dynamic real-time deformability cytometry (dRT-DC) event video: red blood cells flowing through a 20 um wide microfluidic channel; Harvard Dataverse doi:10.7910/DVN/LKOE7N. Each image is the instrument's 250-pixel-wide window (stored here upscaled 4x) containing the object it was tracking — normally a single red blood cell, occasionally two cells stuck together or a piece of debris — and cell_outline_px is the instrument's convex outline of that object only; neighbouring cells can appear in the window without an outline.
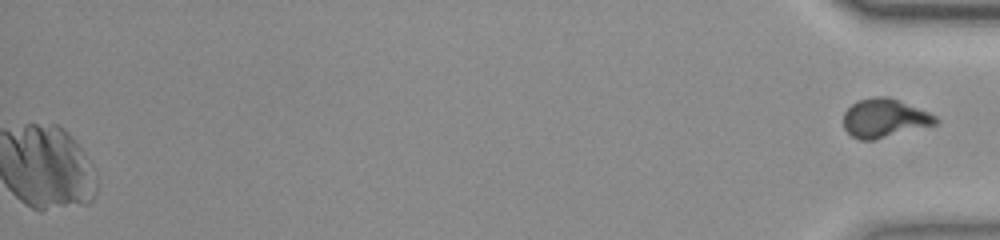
{"species": "common noctule bat (a hibernating species)", "species_latin": "Nyctalus noctula", "temperature_condition": "room temperature", "stored_images_in_passage": 51, "camera_frame_rate_fps": 3000, "um_per_image_px": 0.085, "animal": {"sex": "female", "body_mass_g": 23.0, "forearm_length_mm": 53.4}, "frame": {"image": 1, "passage_image": 51, "time_ms": 16.667, "image_size_px": [1000, 240], "cell_outline_px": [[940, 120], [936, 124], [872, 140], [860, 140], [852, 136], [844, 128], [844, 112], [852, 104], [860, 100], [876, 96], [888, 96], [928, 112], [936, 116]], "centroid_in_image_um": [75.17, 10.04], "position_along_channel_um": 360.0, "area_um2": 20.46}}